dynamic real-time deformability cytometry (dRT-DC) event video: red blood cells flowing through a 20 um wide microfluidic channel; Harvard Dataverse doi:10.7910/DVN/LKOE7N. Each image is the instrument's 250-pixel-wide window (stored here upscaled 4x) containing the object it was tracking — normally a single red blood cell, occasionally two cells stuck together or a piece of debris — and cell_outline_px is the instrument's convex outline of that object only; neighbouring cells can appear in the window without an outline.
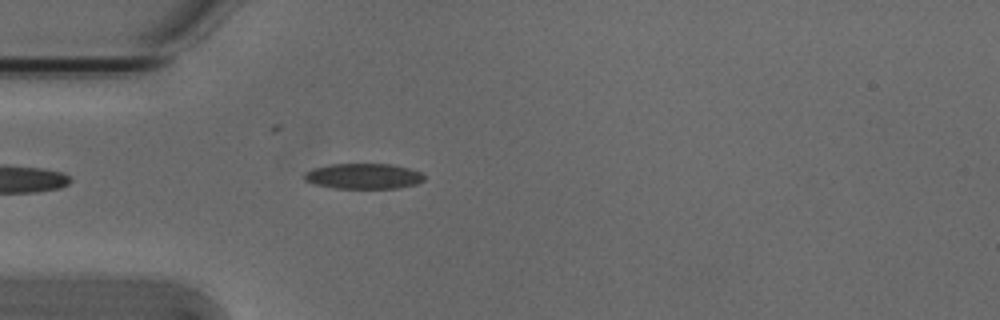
{"species": "Egyptian fruit bat (a non-hibernating species)", "species_latin": "Rousettus aegyptiacus", "temperature_condition": "cold", "stored_images_in_passage": 4, "camera_frame_rate_fps": 3000, "um_per_image_px": 0.085, "animal": {"sex": "male"}, "frame": {"image": 1, "passage_image": 4, "time_ms": 1.0, "image_size_px": [1000, 320], "cell_outline_px": [[424, 180], [416, 184], [396, 188], [336, 188], [316, 184], [304, 180], [304, 172], [312, 168], [332, 164], [392, 164], [408, 168], [420, 172], [424, 176]], "centroid_in_image_um": [30.88, 14.97], "position_along_channel_um": 54.1, "area_um2": 17.69}}